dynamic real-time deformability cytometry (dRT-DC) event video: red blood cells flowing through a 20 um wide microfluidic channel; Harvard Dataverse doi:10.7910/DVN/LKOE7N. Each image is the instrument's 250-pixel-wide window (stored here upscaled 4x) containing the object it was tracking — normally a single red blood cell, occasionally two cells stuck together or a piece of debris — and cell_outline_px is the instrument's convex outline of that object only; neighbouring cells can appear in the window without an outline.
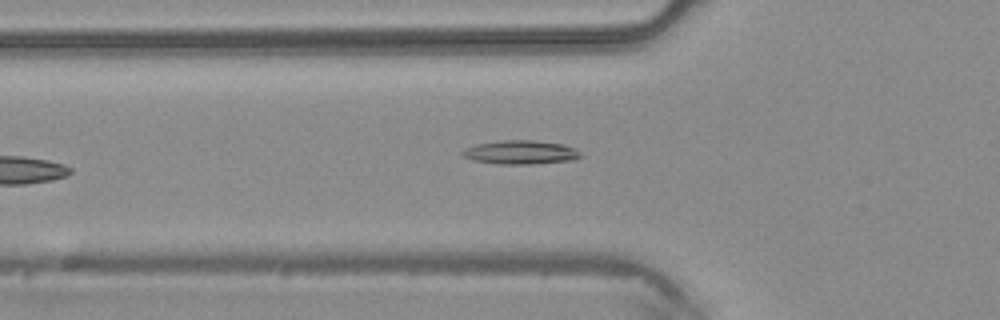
{"species": "common noctule bat (a hibernating species)", "species_latin": "Nyctalus noctula", "temperature_condition": "warm", "stored_images_in_passage": 5, "camera_frame_rate_fps": 3000, "um_per_image_px": 0.085, "animal": {"sex": "male", "body_mass_g": 20.4}, "frame": {"image": 1, "passage_image": 5, "time_ms": 1.333, "image_size_px": [1000, 320], "cell_outline_px": [[584, 156], [572, 160], [532, 164], [500, 164], [472, 160], [464, 156], [460, 152], [464, 148], [476, 144], [504, 140], [532, 140], [564, 144], [576, 148]], "centroid_in_image_um": [44.27, 12.94], "position_along_channel_um": 81.5, "area_um2": 16.47}}